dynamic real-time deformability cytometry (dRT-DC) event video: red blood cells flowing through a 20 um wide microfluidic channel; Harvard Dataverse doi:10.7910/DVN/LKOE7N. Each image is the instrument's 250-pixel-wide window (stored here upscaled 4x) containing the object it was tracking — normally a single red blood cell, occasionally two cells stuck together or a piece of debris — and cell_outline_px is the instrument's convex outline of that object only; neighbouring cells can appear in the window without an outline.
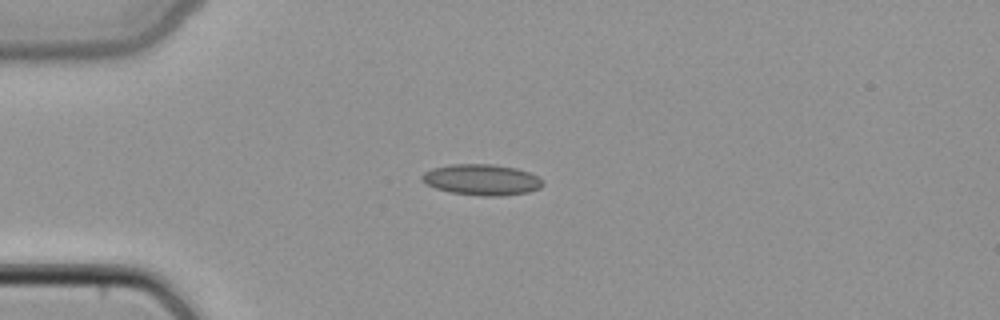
{"species": "common noctule bat (a hibernating species)", "species_latin": "Nyctalus noctula", "temperature_condition": "cold", "stored_images_in_passage": 36, "camera_frame_rate_fps": 3000, "um_per_image_px": 0.085, "animal": {"sex": "female", "body_mass_g": 22.7, "forearm_length_mm": 54.2}, "frame": {"image": 1, "passage_image": 1, "time_ms": 0.0, "image_size_px": [1000, 320], "cell_outline_px": [[544, 184], [540, 188], [528, 192], [500, 196], [484, 196], [448, 192], [436, 188], [420, 180], [420, 176], [424, 172], [432, 168], [452, 164], [492, 164], [516, 168], [528, 172], [544, 180]], "centroid_in_image_um": [40.94, 15.27], "position_along_channel_um": 44.1, "area_um2": 21.85}}
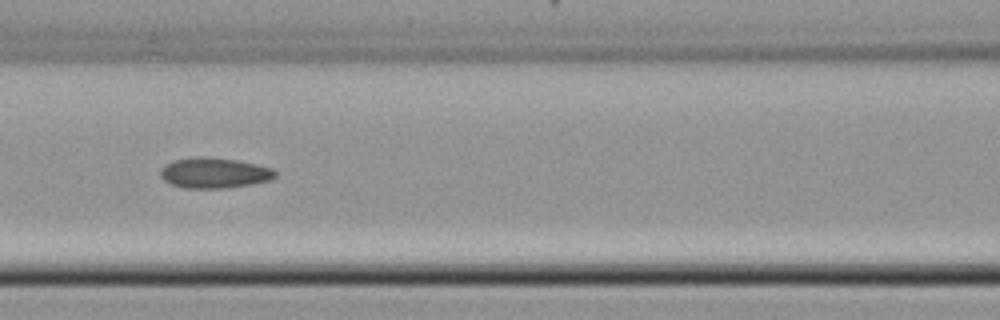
{"frame": {"image": 2, "passage_image": 10, "time_ms": 3.0, "image_size_px": [1000, 320], "cell_outline_px": [[276, 176], [268, 180], [252, 184], [224, 188], [184, 188], [172, 184], [164, 180], [160, 176], [160, 168], [164, 164], [172, 160], [192, 156], [208, 156], [236, 160], [256, 164], [272, 168], [276, 172]], "centroid_in_image_um": [18.16, 14.68], "position_along_channel_um": 148.4, "area_um2": 20.58}}
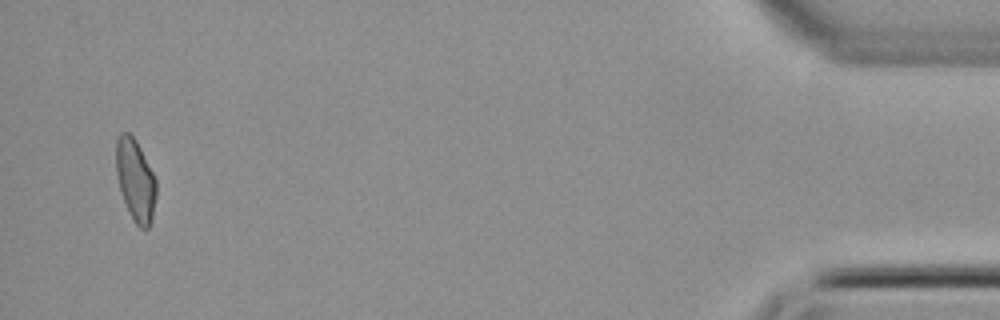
{"frame": {"image": 3, "passage_image": 35, "time_ms": 11.333, "image_size_px": [1000, 320], "cell_outline_px": [[156, 196], [152, 220], [148, 228], [140, 228], [136, 224], [120, 192], [116, 172], [116, 140], [120, 132], [128, 132], [136, 140], [156, 180]], "centroid_in_image_um": [11.51, 15.29], "position_along_channel_um": 423.7, "area_um2": 18.96}}